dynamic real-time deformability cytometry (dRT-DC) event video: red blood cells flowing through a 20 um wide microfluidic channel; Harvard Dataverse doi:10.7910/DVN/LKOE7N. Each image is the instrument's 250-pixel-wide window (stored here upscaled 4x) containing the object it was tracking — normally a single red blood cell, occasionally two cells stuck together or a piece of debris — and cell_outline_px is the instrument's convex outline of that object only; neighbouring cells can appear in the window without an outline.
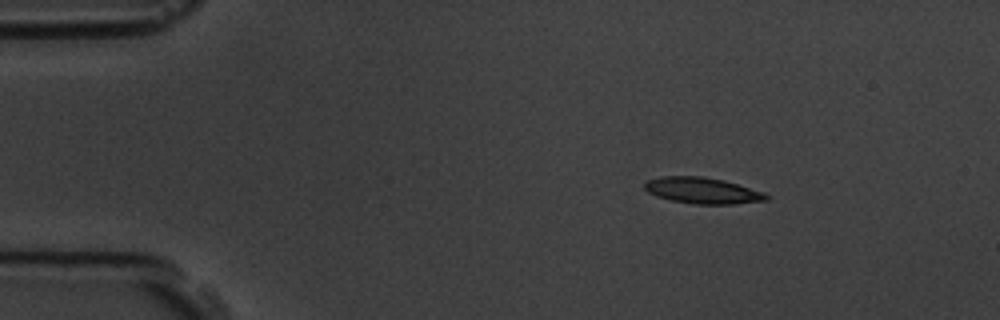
{"species": "common noctule bat (a hibernating species)", "species_latin": "Nyctalus noctula", "temperature_condition": "room temperature", "stored_images_in_passage": 3, "camera_frame_rate_fps": 3000, "um_per_image_px": 0.085, "animal": {"sex": "male", "body_mass_g": 19.5, "forearm_length_mm": 54.6}, "frame": {"image": 1, "passage_image": 1, "time_ms": 0.0, "image_size_px": [1000, 320], "cell_outline_px": [[772, 196], [768, 200], [736, 204], [692, 204], [672, 200], [656, 196], [648, 192], [644, 188], [644, 180], [660, 176], [704, 176], [724, 180], [764, 192]], "centroid_in_image_um": [59.71, 16.19], "position_along_channel_um": 25.3, "area_um2": 18.84}}